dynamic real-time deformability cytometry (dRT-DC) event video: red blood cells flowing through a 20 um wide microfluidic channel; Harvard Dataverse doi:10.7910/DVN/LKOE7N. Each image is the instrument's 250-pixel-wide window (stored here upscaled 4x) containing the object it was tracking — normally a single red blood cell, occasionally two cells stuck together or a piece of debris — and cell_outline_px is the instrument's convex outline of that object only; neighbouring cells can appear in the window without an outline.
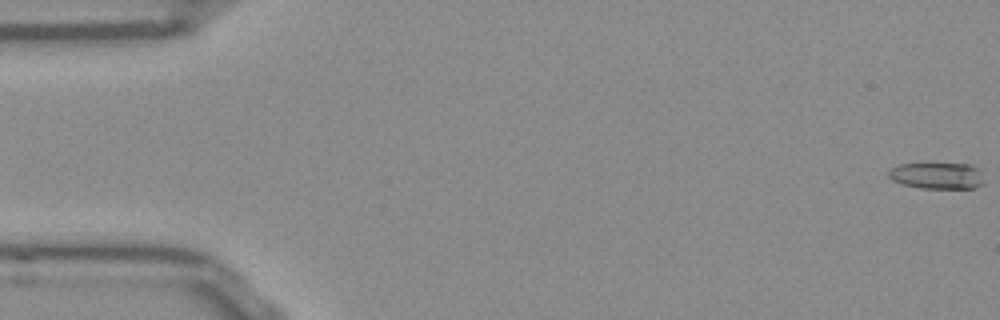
{"species": "Egyptian fruit bat (a non-hibernating species)", "species_latin": "Rousettus aegyptiacus", "temperature_condition": "room temperature", "stored_images_in_passage": 53, "camera_frame_rate_fps": 3000, "um_per_image_px": 0.085, "frame": {"image": 1, "passage_image": 1, "time_ms": 0.0, "image_size_px": [1000, 320], "cell_outline_px": [[980, 184], [972, 188], [924, 188], [904, 184], [892, 180], [888, 176], [888, 172], [892, 168], [900, 164], [968, 164], [976, 168], [980, 180]], "centroid_in_image_um": [79.56, 14.93], "position_along_channel_um": 5.4, "area_um2": 14.05}}
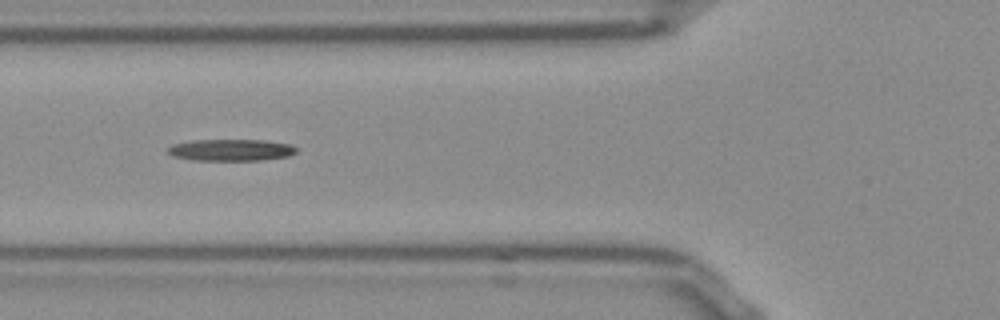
{"frame": {"image": 2, "passage_image": 20, "time_ms": 6.333, "image_size_px": [1000, 320], "cell_outline_px": [[296, 152], [288, 156], [264, 160], [192, 160], [172, 156], [168, 152], [168, 148], [172, 144], [196, 140], [264, 140], [292, 144], [296, 148]], "centroid_in_image_um": [19.65, 12.75], "position_along_channel_um": 106.2, "area_um2": 16.24}}
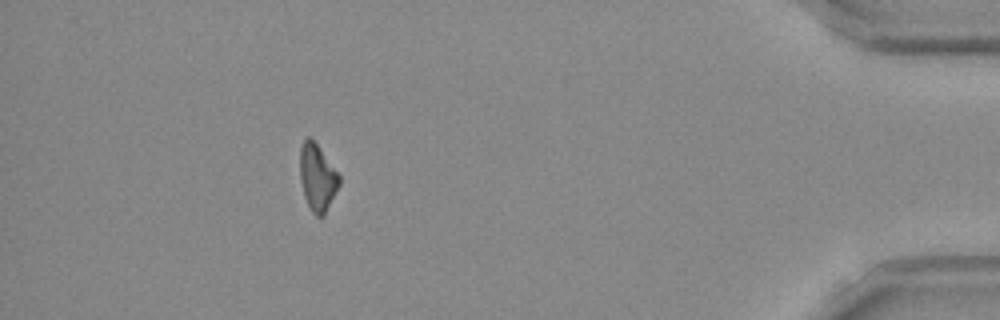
{"frame": {"image": 3, "passage_image": 48, "time_ms": 15.667, "image_size_px": [1000, 320], "cell_outline_px": [[340, 184], [324, 216], [316, 216], [312, 212], [304, 196], [300, 176], [300, 148], [304, 140], [308, 136], [316, 144], [340, 176]], "centroid_in_image_um": [26.97, 15.12], "position_along_channel_um": 408.2, "area_um2": 14.97}, "authors_computed_cell_mechanics": {"area_um2": 15.7216, "velocity_mm_per_s": 3.8633, "shape_relaxation_time_tau1_ms": 9.3519, "shape_relaxation_time_tau2_ms": null, "deformation_change_tau1": 0.2032, "deformation_change_tau2": null}}